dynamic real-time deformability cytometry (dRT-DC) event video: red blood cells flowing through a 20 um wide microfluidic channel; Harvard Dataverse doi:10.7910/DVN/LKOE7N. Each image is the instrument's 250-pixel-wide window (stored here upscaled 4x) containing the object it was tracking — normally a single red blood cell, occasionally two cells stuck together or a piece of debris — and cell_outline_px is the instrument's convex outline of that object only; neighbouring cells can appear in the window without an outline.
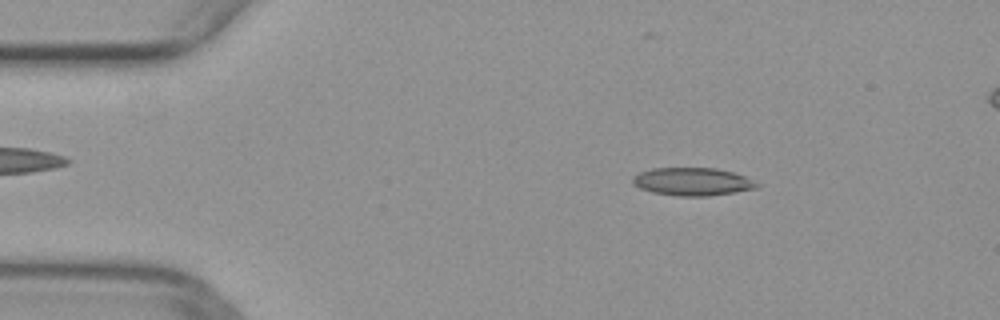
{"species": "common noctule bat (a hibernating species)", "species_latin": "Nyctalus noctula", "temperature_condition": "warm", "stored_images_in_passage": 51, "segment_of_instrument_passage": [1, 2], "camera_frame_rate_fps": 3000, "um_per_image_px": 0.085, "animal": {"sex": "female", "body_mass_g": 29.2, "forearm_length_mm": 56.3}, "frame": {"image": 1, "passage_image": 8, "time_ms": 2.333, "image_size_px": [1000, 320], "cell_outline_px": [[764, 184], [760, 188], [736, 192], [708, 196], [676, 196], [652, 192], [640, 188], [632, 184], [632, 176], [640, 172], [652, 168], [716, 168], [732, 172], [744, 176]], "centroid_in_image_um": [58.9, 15.44], "position_along_channel_um": 26.1, "area_um2": 20.52}}
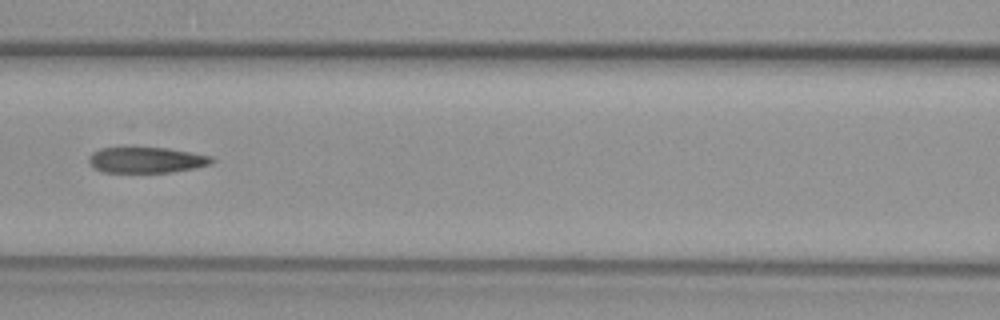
{"frame": {"image": 2, "passage_image": 22, "time_ms": 7.0, "image_size_px": [1000, 320], "cell_outline_px": [[216, 160], [212, 164], [196, 168], [172, 172], [104, 172], [92, 168], [88, 160], [88, 156], [92, 152], [100, 148], [168, 148], [212, 156]], "centroid_in_image_um": [12.46, 13.61], "position_along_channel_um": 154.1, "area_um2": 18.61}}
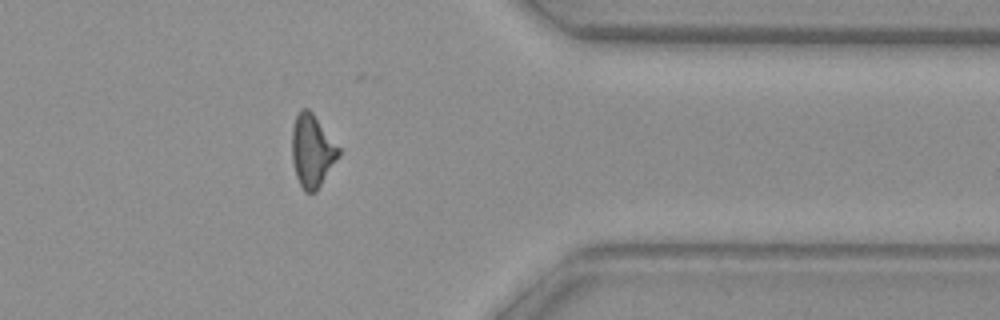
{"frame": {"image": 3, "passage_image": 40, "time_ms": 13.0, "image_size_px": [1000, 320], "cell_outline_px": [[340, 156], [316, 192], [304, 192], [296, 176], [292, 160], [292, 128], [296, 116], [300, 108], [308, 108], [312, 112], [340, 148]], "centroid_in_image_um": [26.53, 12.82], "position_along_channel_um": 384.9, "area_um2": 19.83}}